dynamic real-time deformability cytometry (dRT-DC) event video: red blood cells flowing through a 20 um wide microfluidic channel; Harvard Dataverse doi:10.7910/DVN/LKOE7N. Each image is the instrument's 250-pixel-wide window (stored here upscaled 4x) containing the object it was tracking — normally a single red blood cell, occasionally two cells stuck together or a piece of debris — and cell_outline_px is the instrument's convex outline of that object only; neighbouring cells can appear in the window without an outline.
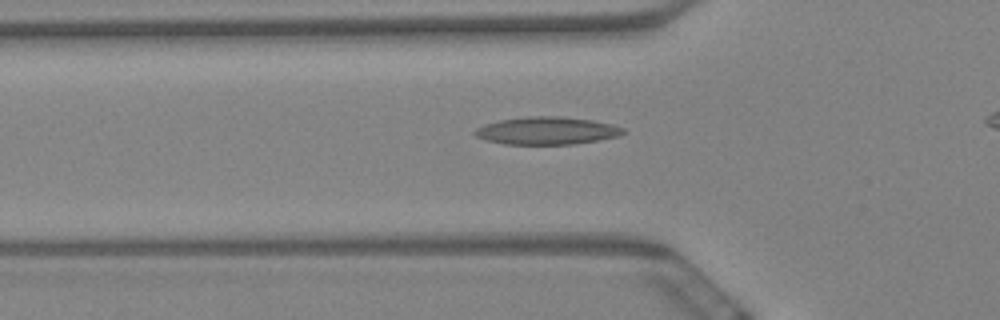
{"species": "Egyptian fruit bat (a non-hibernating species)", "species_latin": "Rousettus aegyptiacus", "temperature_condition": "warm", "stored_images_in_passage": 46, "camera_frame_rate_fps": 3000, "um_per_image_px": 0.085, "animal": {"sex": "female"}, "frame": {"image": 1, "passage_image": 14, "time_ms": 4.333, "image_size_px": [1000, 320], "cell_outline_px": [[624, 132], [620, 136], [600, 140], [572, 144], [504, 144], [488, 140], [476, 136], [472, 132], [476, 128], [484, 124], [500, 120], [524, 116], [560, 116], [592, 120], [612, 124], [624, 128]], "centroid_in_image_um": [46.49, 11.1], "position_along_channel_um": 79.3, "area_um2": 23.93}}
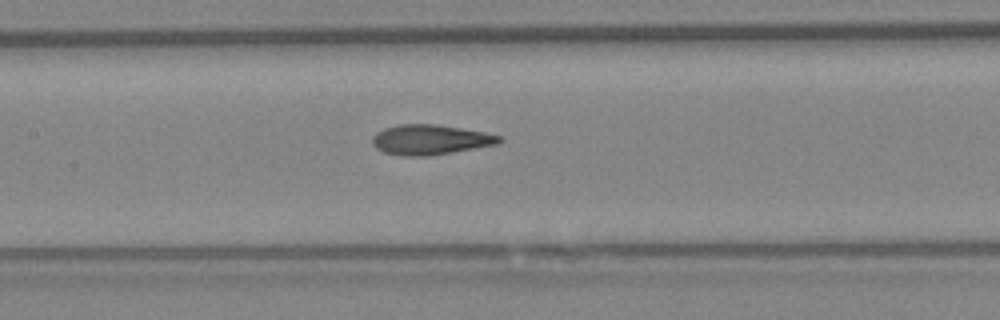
{"frame": {"image": 2, "passage_image": 22, "time_ms": 7.0, "image_size_px": [1000, 320], "cell_outline_px": [[504, 140], [496, 144], [428, 156], [404, 156], [384, 152], [376, 148], [372, 144], [372, 136], [376, 132], [384, 128], [400, 124], [436, 124], [484, 132], [500, 136]], "centroid_in_image_um": [36.53, 11.87], "position_along_channel_um": 170.9, "area_um2": 22.02}}
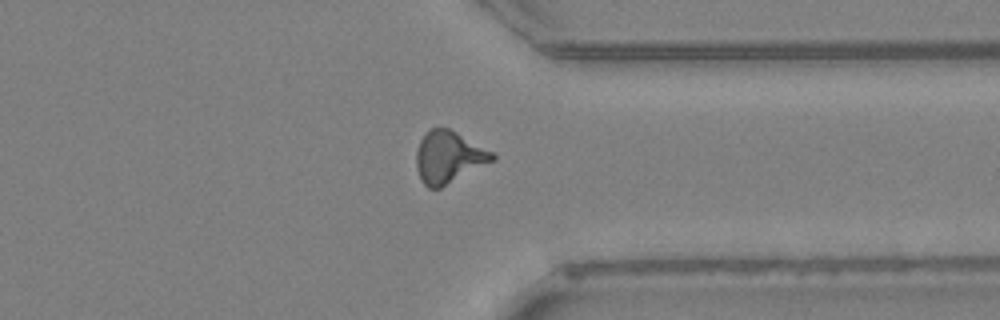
{"frame": {"image": 3, "passage_image": 40, "time_ms": 13.0, "image_size_px": [1000, 320], "cell_outline_px": [[496, 160], [440, 188], [428, 188], [424, 184], [416, 168], [416, 152], [420, 140], [424, 132], [428, 128], [448, 128], [456, 132], [492, 152], [496, 156]], "centroid_in_image_um": [38.12, 13.35], "position_along_channel_um": 373.3, "area_um2": 22.95}, "authors_computed_cell_mechanics": {"area_um2": 22.0507, "velocity_mm_per_s": 3.413, "shape_relaxation_time_tau1_ms": null, "shape_relaxation_time_tau2_ms": 2.6066, "deformation_change_tau1": null, "deformation_change_tau2": 0.1106}}